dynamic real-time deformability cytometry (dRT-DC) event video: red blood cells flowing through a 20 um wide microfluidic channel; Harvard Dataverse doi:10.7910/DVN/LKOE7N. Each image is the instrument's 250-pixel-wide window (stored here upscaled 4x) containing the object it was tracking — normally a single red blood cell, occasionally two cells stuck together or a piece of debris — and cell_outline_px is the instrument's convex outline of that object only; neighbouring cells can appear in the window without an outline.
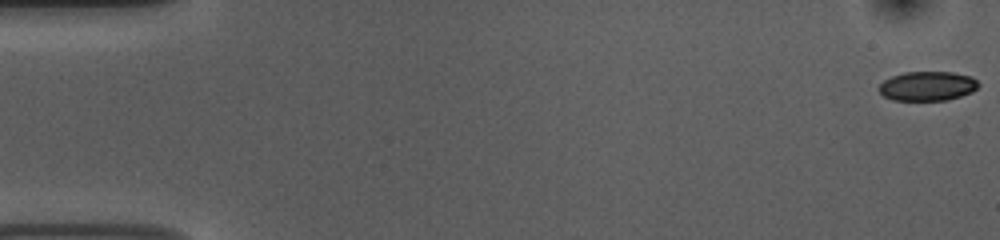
{"species": "common noctule bat (a hibernating species)", "species_latin": "Nyctalus noctula", "temperature_condition": "room temperature", "stored_images_in_passage": 54, "camera_frame_rate_fps": 3000, "um_per_image_px": 0.085, "animal": {"sex": "female", "body_mass_g": 10.0, "forearm_length_mm": 53.1}, "frame": {"image": 1, "passage_image": 1, "time_ms": 0.0, "image_size_px": [1000, 240], "cell_outline_px": [[980, 84], [972, 92], [948, 100], [892, 100], [884, 96], [876, 88], [884, 80], [892, 76], [904, 72], [952, 72], [972, 76]], "centroid_in_image_um": [78.82, 7.31], "position_along_channel_um": 6.2, "area_um2": 17.11}}
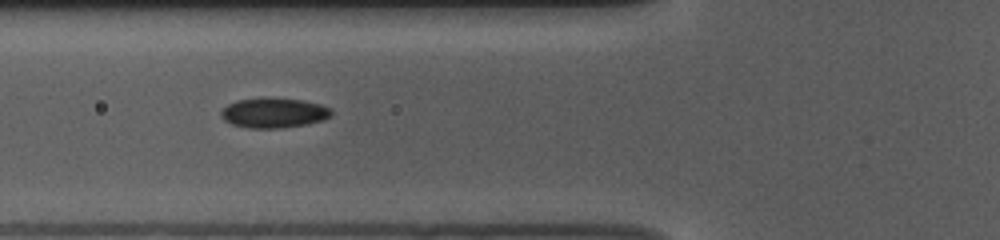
{"frame": {"image": 2, "passage_image": 20, "time_ms": 6.333, "image_size_px": [1000, 240], "cell_outline_px": [[332, 116], [324, 120], [308, 124], [280, 128], [248, 128], [232, 124], [224, 120], [220, 116], [220, 112], [228, 104], [236, 100], [304, 100], [320, 104], [332, 108]], "centroid_in_image_um": [23.31, 9.63], "position_along_channel_um": 102.5, "area_um2": 18.79}}
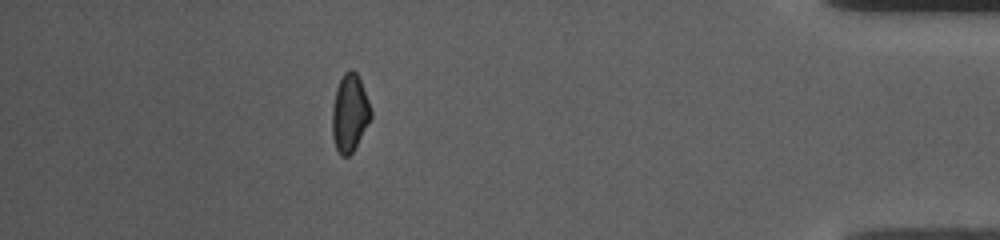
{"frame": {"image": 3, "passage_image": 48, "time_ms": 15.667, "image_size_px": [1000, 240], "cell_outline_px": [[372, 116], [352, 152], [348, 156], [340, 156], [336, 148], [332, 136], [332, 104], [336, 88], [344, 72], [352, 68], [356, 72], [360, 80], [372, 108]], "centroid_in_image_um": [29.71, 9.59], "position_along_channel_um": 405.5, "area_um2": 17.51}, "authors_computed_cell_mechanics": {"area_um2": 18.1203, "velocity_mm_per_s": 3.7625, "shape_relaxation_time_tau1_ms": 3.4004, "shape_relaxation_time_tau2_ms": 2.8392, "deformation_change_tau1": 0.0901, "deformation_change_tau2": 0.0687}}